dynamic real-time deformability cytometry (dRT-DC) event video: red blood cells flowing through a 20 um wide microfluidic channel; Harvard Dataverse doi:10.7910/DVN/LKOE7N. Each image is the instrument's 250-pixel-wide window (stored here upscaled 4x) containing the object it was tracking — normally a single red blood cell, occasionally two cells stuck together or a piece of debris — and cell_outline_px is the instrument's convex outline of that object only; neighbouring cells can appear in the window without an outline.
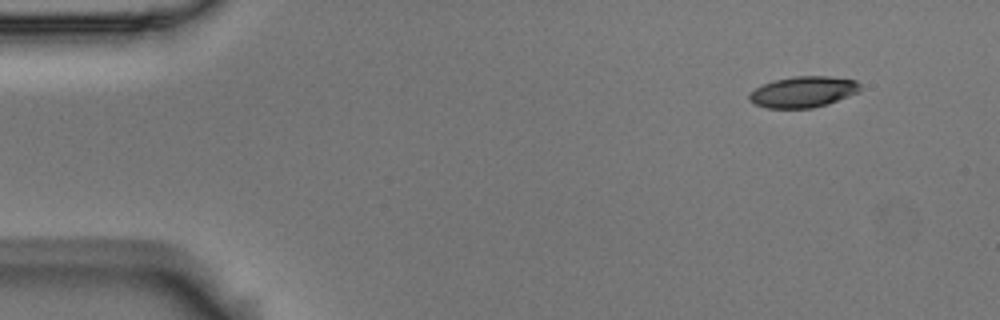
{"species": "Egyptian fruit bat (a non-hibernating species)", "species_latin": "Rousettus aegyptiacus", "temperature_condition": "room temperature", "stored_images_in_passage": 52, "camera_frame_rate_fps": 3000, "um_per_image_px": 0.085, "animal": {"sex": "male"}, "frame": {"image": 1, "passage_image": 1, "time_ms": 0.0, "image_size_px": [1000, 320], "cell_outline_px": [[860, 92], [828, 104], [812, 108], [768, 108], [756, 104], [748, 100], [748, 92], [772, 80], [796, 76], [828, 76], [856, 80], [860, 84]], "centroid_in_image_um": [68.27, 7.81], "position_along_channel_um": 16.7, "area_um2": 20.17}}
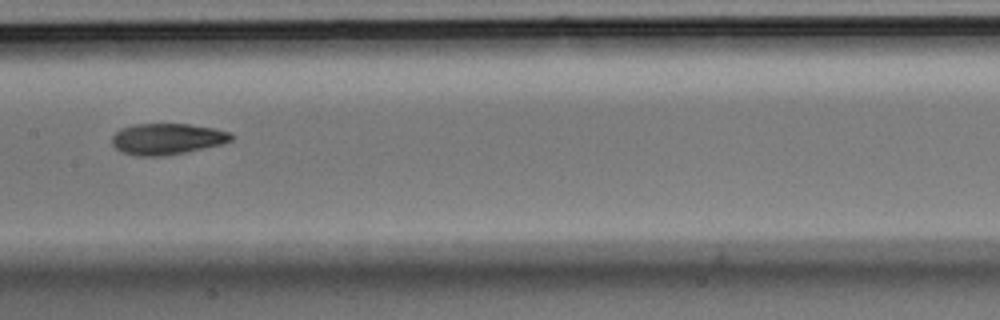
{"frame": {"image": 2, "passage_image": 24, "time_ms": 7.667, "image_size_px": [1000, 320], "cell_outline_px": [[236, 136], [232, 140], [220, 144], [184, 152], [164, 156], [136, 156], [120, 152], [112, 144], [112, 136], [120, 128], [136, 124], [188, 124], [212, 128], [232, 132]], "centroid_in_image_um": [14.19, 11.81], "position_along_channel_um": 193.2, "area_um2": 21.68}}
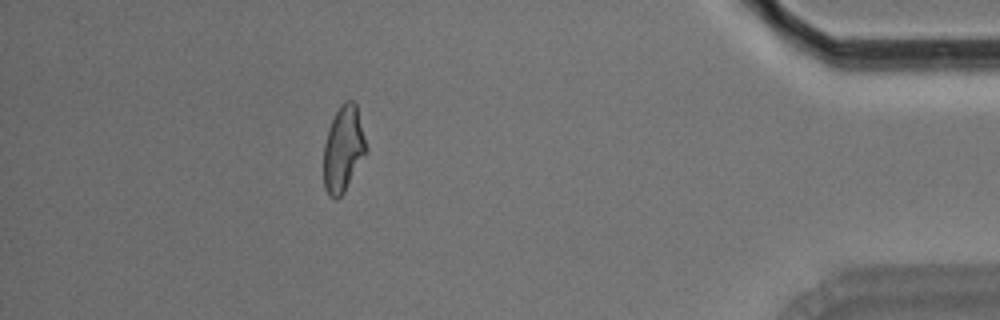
{"frame": {"image": 3, "passage_image": 46, "time_ms": 15.0, "image_size_px": [1000, 320], "cell_outline_px": [[368, 148], [344, 192], [336, 200], [332, 200], [328, 196], [324, 188], [324, 144], [328, 128], [340, 104], [344, 100], [352, 100], [356, 104]], "centroid_in_image_um": [29.17, 12.67], "position_along_channel_um": 406.0, "area_um2": 21.27}, "authors_computed_cell_mechanics": {"area_um2": 21.5305, "velocity_mm_per_s": 3.5627, "shape_relaxation_time_tau1_ms": 6.6528, "shape_relaxation_time_tau2_ms": 2.904, "deformation_change_tau1": 0.1783, "deformation_change_tau2": 0.0943}}